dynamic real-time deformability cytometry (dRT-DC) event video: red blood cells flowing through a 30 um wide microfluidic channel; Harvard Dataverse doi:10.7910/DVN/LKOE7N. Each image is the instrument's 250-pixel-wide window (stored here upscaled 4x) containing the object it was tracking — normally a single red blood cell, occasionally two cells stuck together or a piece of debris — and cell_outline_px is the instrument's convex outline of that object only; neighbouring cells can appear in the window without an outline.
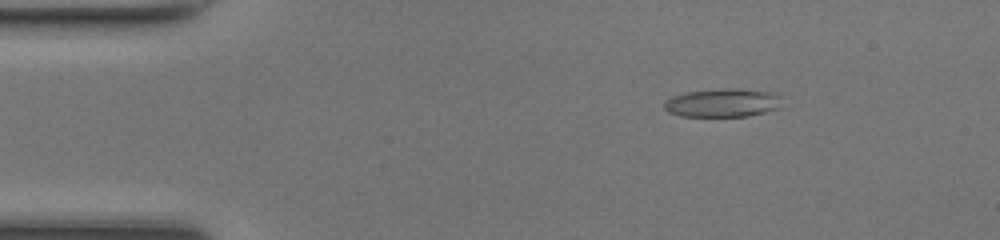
{"species": "common noctule bat (a hibernating species)", "species_latin": "Nyctalus noctula", "temperature_condition": "room temperature", "stored_images_in_passage": 47, "camera_frame_rate_fps": 3000, "um_per_image_px": 0.085, "animal": {"sex": "female", "body_mass_g": 17.0, "forearm_length_mm": 48.0}, "frame": {"image": 1, "passage_image": 7, "time_ms": 2.0, "image_size_px": [1000, 240], "cell_outline_px": [[784, 108], [748, 116], [680, 116], [668, 112], [664, 108], [664, 100], [672, 96], [688, 92], [724, 88], [740, 88], [776, 92], [780, 96]], "centroid_in_image_um": [61.5, 8.73], "position_along_channel_um": 23.5, "area_um2": 20.0}}
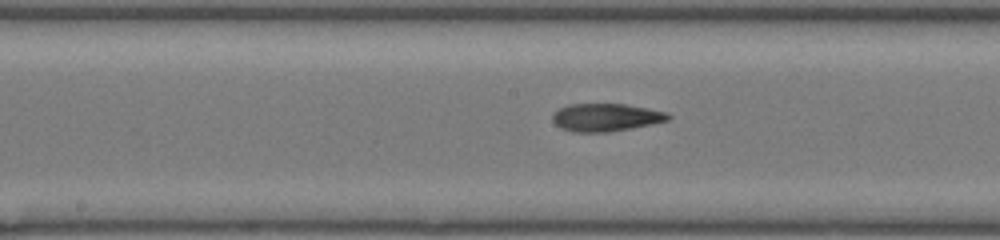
{"frame": {"image": 2, "passage_image": 24, "time_ms": 7.667, "image_size_px": [1000, 240], "cell_outline_px": [[672, 116], [668, 120], [652, 124], [632, 128], [608, 132], [572, 132], [560, 128], [552, 120], [552, 112], [568, 104], [624, 104], [648, 108], [664, 112]], "centroid_in_image_um": [51.46, 9.98], "position_along_channel_um": 196.7, "area_um2": 18.79}}
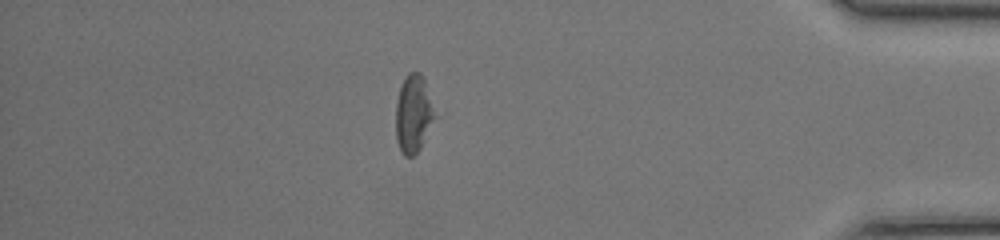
{"frame": {"image": 3, "passage_image": 41, "time_ms": 13.333, "image_size_px": [1000, 240], "cell_outline_px": [[440, 116], [420, 148], [412, 156], [404, 156], [400, 152], [396, 140], [396, 100], [400, 88], [408, 72], [420, 72], [424, 80]], "centroid_in_image_um": [35.2, 9.7], "position_along_channel_um": 400.0, "area_um2": 18.44}, "authors_computed_cell_mechanics": {"area_um2": 18.9006, "velocity_mm_per_s": 4.3504, "shape_relaxation_time_tau1_ms": 5.6158, "shape_relaxation_time_tau2_ms": 3.5553, "deformation_change_tau1": 0.1718, "deformation_change_tau2": 0.1363}}